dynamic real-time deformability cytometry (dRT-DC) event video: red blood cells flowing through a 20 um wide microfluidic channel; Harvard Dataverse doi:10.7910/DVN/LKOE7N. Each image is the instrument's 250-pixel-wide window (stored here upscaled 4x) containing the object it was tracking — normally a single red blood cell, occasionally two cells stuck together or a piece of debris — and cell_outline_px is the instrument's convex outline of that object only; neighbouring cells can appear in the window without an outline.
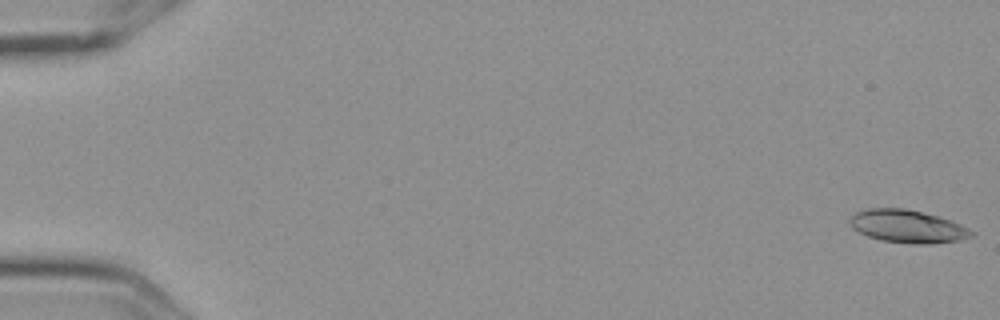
{"species": "Egyptian fruit bat (a non-hibernating species)", "species_latin": "Rousettus aegyptiacus", "temperature_condition": "cold", "stored_images_in_passage": 6, "camera_frame_rate_fps": 3000, "um_per_image_px": 0.085, "frame": {"image": 1, "passage_image": 1, "time_ms": 0.0, "image_size_px": [1000, 320], "cell_outline_px": [[976, 232], [972, 236], [964, 240], [932, 244], [916, 244], [884, 240], [868, 236], [852, 228], [852, 216], [856, 212], [868, 208], [904, 208], [940, 216], [952, 220]], "centroid_in_image_um": [77.23, 19.24], "position_along_channel_um": 7.8, "area_um2": 23.24}}